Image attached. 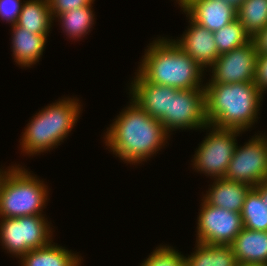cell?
Returning a JSON list of instances; mask_svg holds the SVG:
<instances>
[{
	"mask_svg": "<svg viewBox=\"0 0 267 266\" xmlns=\"http://www.w3.org/2000/svg\"><path fill=\"white\" fill-rule=\"evenodd\" d=\"M104 133L106 149L124 163L141 164L157 154L170 138L163 124L132 99Z\"/></svg>",
	"mask_w": 267,
	"mask_h": 266,
	"instance_id": "6da1fadb",
	"label": "cell"
},
{
	"mask_svg": "<svg viewBox=\"0 0 267 266\" xmlns=\"http://www.w3.org/2000/svg\"><path fill=\"white\" fill-rule=\"evenodd\" d=\"M205 116L208 125L248 131L257 122L263 94L254 83H205ZM262 101V102H261Z\"/></svg>",
	"mask_w": 267,
	"mask_h": 266,
	"instance_id": "7a4b0ae2",
	"label": "cell"
},
{
	"mask_svg": "<svg viewBox=\"0 0 267 266\" xmlns=\"http://www.w3.org/2000/svg\"><path fill=\"white\" fill-rule=\"evenodd\" d=\"M136 70L146 81L179 90L204 89L205 70L174 41L155 38Z\"/></svg>",
	"mask_w": 267,
	"mask_h": 266,
	"instance_id": "3957f363",
	"label": "cell"
},
{
	"mask_svg": "<svg viewBox=\"0 0 267 266\" xmlns=\"http://www.w3.org/2000/svg\"><path fill=\"white\" fill-rule=\"evenodd\" d=\"M80 103L76 97H62L35 113L20 136L21 152L36 156L61 145L80 118Z\"/></svg>",
	"mask_w": 267,
	"mask_h": 266,
	"instance_id": "277c9868",
	"label": "cell"
},
{
	"mask_svg": "<svg viewBox=\"0 0 267 266\" xmlns=\"http://www.w3.org/2000/svg\"><path fill=\"white\" fill-rule=\"evenodd\" d=\"M7 168L0 192V218L45 215L50 199L44 181L19 164Z\"/></svg>",
	"mask_w": 267,
	"mask_h": 266,
	"instance_id": "5b68a950",
	"label": "cell"
},
{
	"mask_svg": "<svg viewBox=\"0 0 267 266\" xmlns=\"http://www.w3.org/2000/svg\"><path fill=\"white\" fill-rule=\"evenodd\" d=\"M44 215L0 218V243L7 253L21 258L30 250L53 241V232Z\"/></svg>",
	"mask_w": 267,
	"mask_h": 266,
	"instance_id": "8992f818",
	"label": "cell"
},
{
	"mask_svg": "<svg viewBox=\"0 0 267 266\" xmlns=\"http://www.w3.org/2000/svg\"><path fill=\"white\" fill-rule=\"evenodd\" d=\"M206 137L196 148L192 169L210 176L211 179L223 178L237 146V137L243 131L236 129H220L207 125Z\"/></svg>",
	"mask_w": 267,
	"mask_h": 266,
	"instance_id": "52a82bcc",
	"label": "cell"
},
{
	"mask_svg": "<svg viewBox=\"0 0 267 266\" xmlns=\"http://www.w3.org/2000/svg\"><path fill=\"white\" fill-rule=\"evenodd\" d=\"M230 181L244 183L254 188L267 181V136L253 135L242 146H236L224 176Z\"/></svg>",
	"mask_w": 267,
	"mask_h": 266,
	"instance_id": "ba28073f",
	"label": "cell"
},
{
	"mask_svg": "<svg viewBox=\"0 0 267 266\" xmlns=\"http://www.w3.org/2000/svg\"><path fill=\"white\" fill-rule=\"evenodd\" d=\"M201 200L195 242L230 245L244 228L241 213L209 205Z\"/></svg>",
	"mask_w": 267,
	"mask_h": 266,
	"instance_id": "9c48e42d",
	"label": "cell"
},
{
	"mask_svg": "<svg viewBox=\"0 0 267 266\" xmlns=\"http://www.w3.org/2000/svg\"><path fill=\"white\" fill-rule=\"evenodd\" d=\"M258 52L251 40L249 43L220 54L209 67L211 74L207 83H240L255 81Z\"/></svg>",
	"mask_w": 267,
	"mask_h": 266,
	"instance_id": "30bf717a",
	"label": "cell"
},
{
	"mask_svg": "<svg viewBox=\"0 0 267 266\" xmlns=\"http://www.w3.org/2000/svg\"><path fill=\"white\" fill-rule=\"evenodd\" d=\"M208 125L204 89H174L170 93L169 134L176 130H199Z\"/></svg>",
	"mask_w": 267,
	"mask_h": 266,
	"instance_id": "8fae6325",
	"label": "cell"
},
{
	"mask_svg": "<svg viewBox=\"0 0 267 266\" xmlns=\"http://www.w3.org/2000/svg\"><path fill=\"white\" fill-rule=\"evenodd\" d=\"M129 86V97L151 117L159 120L169 133L170 93L175 89L146 81L138 72Z\"/></svg>",
	"mask_w": 267,
	"mask_h": 266,
	"instance_id": "7c38bea8",
	"label": "cell"
},
{
	"mask_svg": "<svg viewBox=\"0 0 267 266\" xmlns=\"http://www.w3.org/2000/svg\"><path fill=\"white\" fill-rule=\"evenodd\" d=\"M177 3L186 17L211 32L237 19V10L220 0H179Z\"/></svg>",
	"mask_w": 267,
	"mask_h": 266,
	"instance_id": "4fadbf2b",
	"label": "cell"
},
{
	"mask_svg": "<svg viewBox=\"0 0 267 266\" xmlns=\"http://www.w3.org/2000/svg\"><path fill=\"white\" fill-rule=\"evenodd\" d=\"M189 25L187 30L183 32L181 37H177L174 41L181 49L197 62L204 70L209 68L220 56L214 34L205 27H202L192 21L189 17Z\"/></svg>",
	"mask_w": 267,
	"mask_h": 266,
	"instance_id": "5bb4252c",
	"label": "cell"
},
{
	"mask_svg": "<svg viewBox=\"0 0 267 266\" xmlns=\"http://www.w3.org/2000/svg\"><path fill=\"white\" fill-rule=\"evenodd\" d=\"M213 184L203 194L202 199L209 205L241 213L246 194L252 187L228 179H213Z\"/></svg>",
	"mask_w": 267,
	"mask_h": 266,
	"instance_id": "9a60e30c",
	"label": "cell"
},
{
	"mask_svg": "<svg viewBox=\"0 0 267 266\" xmlns=\"http://www.w3.org/2000/svg\"><path fill=\"white\" fill-rule=\"evenodd\" d=\"M11 27V48L14 61L22 68H32L31 66L38 63L43 56L48 35L30 33L17 24Z\"/></svg>",
	"mask_w": 267,
	"mask_h": 266,
	"instance_id": "2e32d148",
	"label": "cell"
},
{
	"mask_svg": "<svg viewBox=\"0 0 267 266\" xmlns=\"http://www.w3.org/2000/svg\"><path fill=\"white\" fill-rule=\"evenodd\" d=\"M230 246L239 266L267 264V231L243 228Z\"/></svg>",
	"mask_w": 267,
	"mask_h": 266,
	"instance_id": "e0dca14e",
	"label": "cell"
},
{
	"mask_svg": "<svg viewBox=\"0 0 267 266\" xmlns=\"http://www.w3.org/2000/svg\"><path fill=\"white\" fill-rule=\"evenodd\" d=\"M83 258L65 247L51 242L30 250L20 258L21 266H81Z\"/></svg>",
	"mask_w": 267,
	"mask_h": 266,
	"instance_id": "ac0fdd59",
	"label": "cell"
},
{
	"mask_svg": "<svg viewBox=\"0 0 267 266\" xmlns=\"http://www.w3.org/2000/svg\"><path fill=\"white\" fill-rule=\"evenodd\" d=\"M53 21L48 0H24L16 24L30 33L49 35Z\"/></svg>",
	"mask_w": 267,
	"mask_h": 266,
	"instance_id": "d6986e66",
	"label": "cell"
},
{
	"mask_svg": "<svg viewBox=\"0 0 267 266\" xmlns=\"http://www.w3.org/2000/svg\"><path fill=\"white\" fill-rule=\"evenodd\" d=\"M195 245V251L184 257V266H239L230 245Z\"/></svg>",
	"mask_w": 267,
	"mask_h": 266,
	"instance_id": "ffe728a7",
	"label": "cell"
},
{
	"mask_svg": "<svg viewBox=\"0 0 267 266\" xmlns=\"http://www.w3.org/2000/svg\"><path fill=\"white\" fill-rule=\"evenodd\" d=\"M92 5L72 9L55 17L60 22L64 34L72 40L82 39L94 25L95 15Z\"/></svg>",
	"mask_w": 267,
	"mask_h": 266,
	"instance_id": "44dd1931",
	"label": "cell"
},
{
	"mask_svg": "<svg viewBox=\"0 0 267 266\" xmlns=\"http://www.w3.org/2000/svg\"><path fill=\"white\" fill-rule=\"evenodd\" d=\"M237 19L251 39L254 38L267 26V0H245L237 9Z\"/></svg>",
	"mask_w": 267,
	"mask_h": 266,
	"instance_id": "7402d4cb",
	"label": "cell"
},
{
	"mask_svg": "<svg viewBox=\"0 0 267 266\" xmlns=\"http://www.w3.org/2000/svg\"><path fill=\"white\" fill-rule=\"evenodd\" d=\"M243 226L253 231H267V207L261 195L251 188L241 211Z\"/></svg>",
	"mask_w": 267,
	"mask_h": 266,
	"instance_id": "603a6c76",
	"label": "cell"
},
{
	"mask_svg": "<svg viewBox=\"0 0 267 266\" xmlns=\"http://www.w3.org/2000/svg\"><path fill=\"white\" fill-rule=\"evenodd\" d=\"M213 34L219 54L241 47L252 40L238 19Z\"/></svg>",
	"mask_w": 267,
	"mask_h": 266,
	"instance_id": "cb8c5ba5",
	"label": "cell"
},
{
	"mask_svg": "<svg viewBox=\"0 0 267 266\" xmlns=\"http://www.w3.org/2000/svg\"><path fill=\"white\" fill-rule=\"evenodd\" d=\"M184 255L173 246L159 245L140 266H184Z\"/></svg>",
	"mask_w": 267,
	"mask_h": 266,
	"instance_id": "d4e9b609",
	"label": "cell"
},
{
	"mask_svg": "<svg viewBox=\"0 0 267 266\" xmlns=\"http://www.w3.org/2000/svg\"><path fill=\"white\" fill-rule=\"evenodd\" d=\"M95 0H48L53 20L59 14L66 13L72 9L90 6Z\"/></svg>",
	"mask_w": 267,
	"mask_h": 266,
	"instance_id": "484cf974",
	"label": "cell"
},
{
	"mask_svg": "<svg viewBox=\"0 0 267 266\" xmlns=\"http://www.w3.org/2000/svg\"><path fill=\"white\" fill-rule=\"evenodd\" d=\"M23 1L21 0H0V18L13 25L17 23L21 12Z\"/></svg>",
	"mask_w": 267,
	"mask_h": 266,
	"instance_id": "4316f807",
	"label": "cell"
},
{
	"mask_svg": "<svg viewBox=\"0 0 267 266\" xmlns=\"http://www.w3.org/2000/svg\"><path fill=\"white\" fill-rule=\"evenodd\" d=\"M254 83L264 95L267 91V54L258 55Z\"/></svg>",
	"mask_w": 267,
	"mask_h": 266,
	"instance_id": "83f0119b",
	"label": "cell"
},
{
	"mask_svg": "<svg viewBox=\"0 0 267 266\" xmlns=\"http://www.w3.org/2000/svg\"><path fill=\"white\" fill-rule=\"evenodd\" d=\"M259 55L267 54V26L252 38Z\"/></svg>",
	"mask_w": 267,
	"mask_h": 266,
	"instance_id": "f1b7e54d",
	"label": "cell"
},
{
	"mask_svg": "<svg viewBox=\"0 0 267 266\" xmlns=\"http://www.w3.org/2000/svg\"><path fill=\"white\" fill-rule=\"evenodd\" d=\"M254 189L261 195V198L267 207V181L259 183Z\"/></svg>",
	"mask_w": 267,
	"mask_h": 266,
	"instance_id": "f546056e",
	"label": "cell"
},
{
	"mask_svg": "<svg viewBox=\"0 0 267 266\" xmlns=\"http://www.w3.org/2000/svg\"><path fill=\"white\" fill-rule=\"evenodd\" d=\"M231 5L234 9H238L245 0H220Z\"/></svg>",
	"mask_w": 267,
	"mask_h": 266,
	"instance_id": "4dcf8cb0",
	"label": "cell"
},
{
	"mask_svg": "<svg viewBox=\"0 0 267 266\" xmlns=\"http://www.w3.org/2000/svg\"><path fill=\"white\" fill-rule=\"evenodd\" d=\"M6 175V169H1L0 168V192H1V188H2V183L4 180V176Z\"/></svg>",
	"mask_w": 267,
	"mask_h": 266,
	"instance_id": "1f68e13d",
	"label": "cell"
},
{
	"mask_svg": "<svg viewBox=\"0 0 267 266\" xmlns=\"http://www.w3.org/2000/svg\"><path fill=\"white\" fill-rule=\"evenodd\" d=\"M242 266H267V264H245Z\"/></svg>",
	"mask_w": 267,
	"mask_h": 266,
	"instance_id": "d6a6232c",
	"label": "cell"
}]
</instances>
